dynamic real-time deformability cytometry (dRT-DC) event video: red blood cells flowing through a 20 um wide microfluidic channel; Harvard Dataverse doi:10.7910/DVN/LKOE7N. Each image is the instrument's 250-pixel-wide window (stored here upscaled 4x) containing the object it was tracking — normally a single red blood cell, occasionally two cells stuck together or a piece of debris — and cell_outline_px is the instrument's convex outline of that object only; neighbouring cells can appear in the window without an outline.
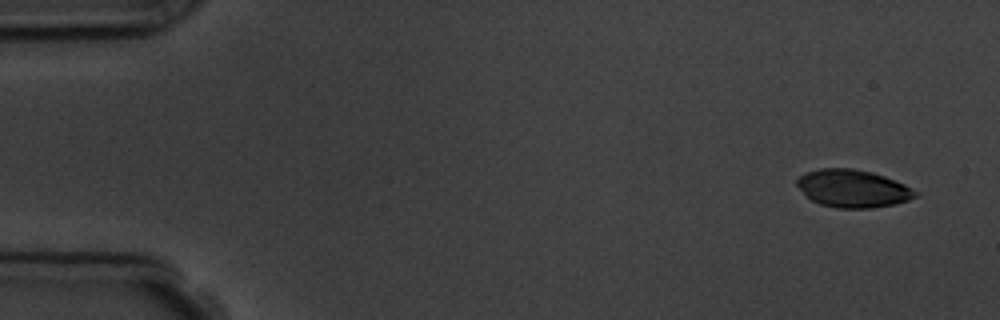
{"species": "common noctule bat (a hibernating species)", "species_latin": "Nyctalus noctula", "temperature_condition": "room temperature", "stored_images_in_passage": 5, "camera_frame_rate_fps": 3000, "um_per_image_px": 0.085, "animal": {"sex": "male", "body_mass_g": 19.5, "forearm_length_mm": 54.6}, "frame": {"image": 1, "passage_image": 1, "time_ms": 0.0, "image_size_px": [1000, 320], "cell_outline_px": [[920, 196], [896, 204], [872, 208], [836, 208], [820, 204], [812, 200], [796, 184], [796, 180], [804, 172], [820, 168], [852, 168], [872, 172], [884, 176], [904, 184], [920, 192]], "centroid_in_image_um": [72.53, 16.02], "position_along_channel_um": 12.5, "area_um2": 26.13}}
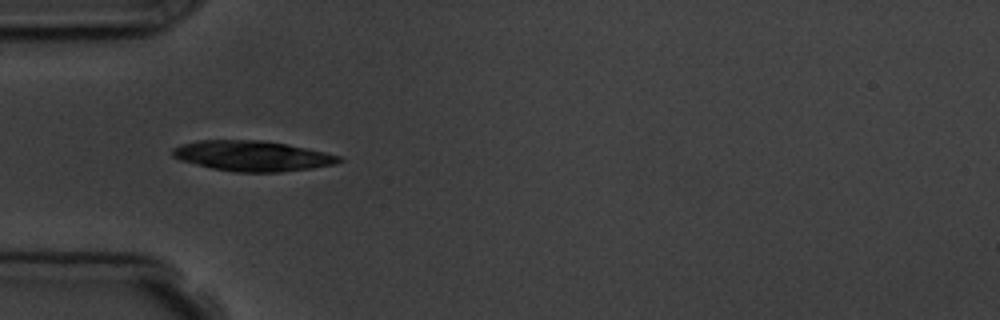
{"frame": {"image": 2, "passage_image": 5, "time_ms": 4.667, "image_size_px": [1000, 320], "cell_outline_px": [[344, 160], [336, 164], [312, 168], [280, 172], [232, 172], [212, 168], [180, 160], [172, 156], [172, 148], [180, 144], [196, 140], [264, 140], [288, 144], [308, 148], [344, 156]], "centroid_in_image_um": [21.48, 13.25], "position_along_channel_um": 63.5, "area_um2": 29.82}}